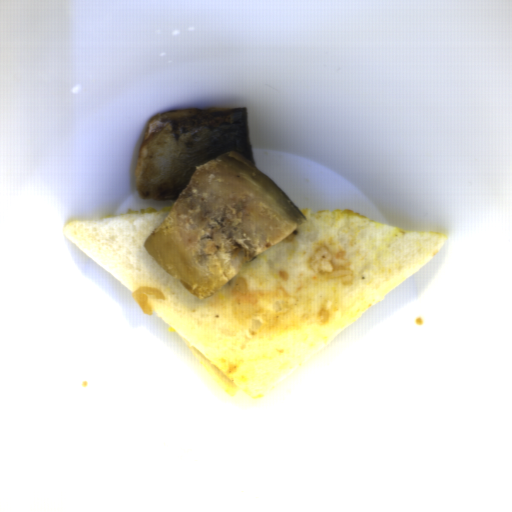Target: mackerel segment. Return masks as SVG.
<instances>
[{"label": "mackerel segment", "mask_w": 512, "mask_h": 512, "mask_svg": "<svg viewBox=\"0 0 512 512\" xmlns=\"http://www.w3.org/2000/svg\"><path fill=\"white\" fill-rule=\"evenodd\" d=\"M135 187L141 199L174 201L143 246L199 301L306 220L256 167L246 107L154 116L139 145Z\"/></svg>", "instance_id": "obj_1"}]
</instances>
